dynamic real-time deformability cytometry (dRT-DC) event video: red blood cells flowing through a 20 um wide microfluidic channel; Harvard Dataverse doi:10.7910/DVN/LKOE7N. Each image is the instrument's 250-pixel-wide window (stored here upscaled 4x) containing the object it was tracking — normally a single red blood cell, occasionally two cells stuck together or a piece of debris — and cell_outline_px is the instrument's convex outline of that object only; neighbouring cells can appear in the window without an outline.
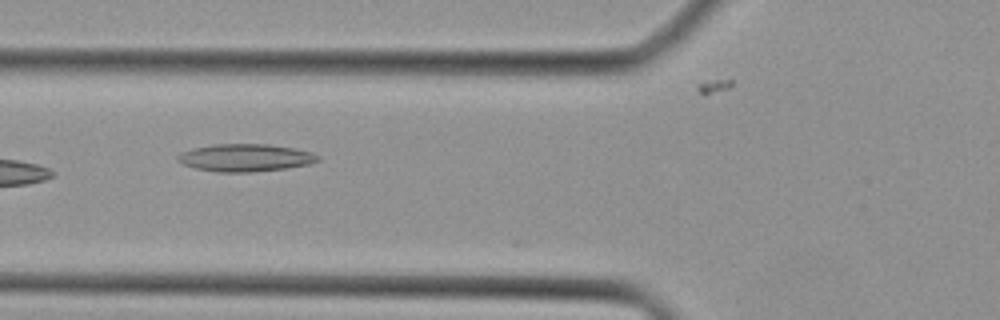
{"species": "Egyptian fruit bat (a non-hibernating species)", "species_latin": "Rousettus aegyptiacus", "temperature_condition": "cold", "stored_images_in_passage": 3, "camera_frame_rate_fps": 3000, "um_per_image_px": 0.085, "animal": {"sex": "female"}, "frame": {"image": 1, "passage_image": 2, "time_ms": 1.333, "image_size_px": [1000, 320], "cell_outline_px": [[320, 160], [308, 164], [288, 168], [252, 172], [220, 172], [196, 168], [184, 164], [176, 160], [176, 156], [180, 152], [192, 148], [216, 144], [268, 144], [292, 148], [312, 152], [320, 156]], "centroid_in_image_um": [20.85, 13.4], "position_along_channel_um": 105.0, "area_um2": 22.48}}
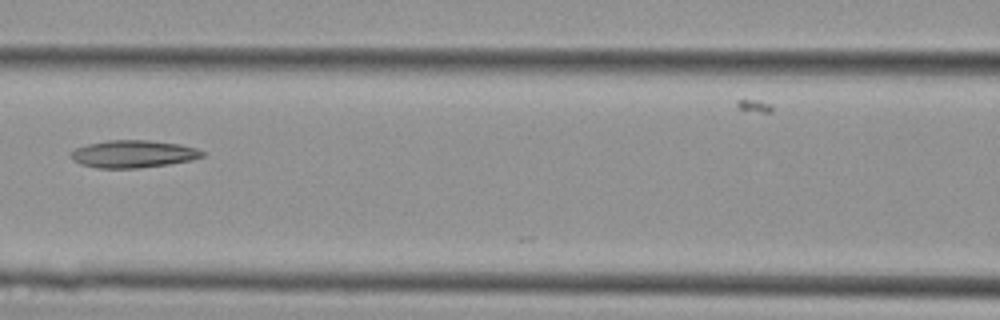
{"frame": {"image": 2, "passage_image": 3, "time_ms": 2.333, "image_size_px": [1000, 320], "cell_outline_px": [[204, 156], [192, 160], [168, 164], [136, 168], [96, 168], [80, 164], [72, 160], [68, 152], [76, 148], [88, 144], [108, 140], [148, 140], [180, 144], [196, 148], [204, 152]], "centroid_in_image_um": [11.29, 13.08], "position_along_channel_um": 155.3, "area_um2": 21.1}}